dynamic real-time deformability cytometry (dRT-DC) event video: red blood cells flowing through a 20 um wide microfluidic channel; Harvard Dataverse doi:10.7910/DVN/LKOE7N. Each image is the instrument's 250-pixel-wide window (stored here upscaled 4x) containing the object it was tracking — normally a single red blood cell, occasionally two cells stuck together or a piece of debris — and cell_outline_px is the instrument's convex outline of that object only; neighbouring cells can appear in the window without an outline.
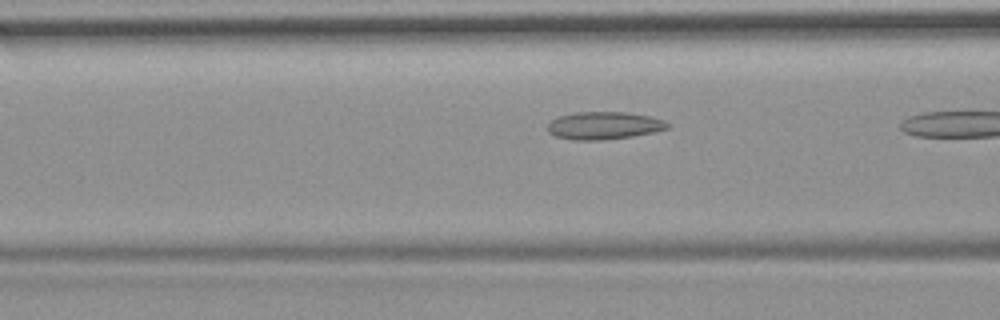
{"species": "common noctule bat (a hibernating species)", "species_latin": "Nyctalus noctula", "temperature_condition": "room temperature", "stored_images_in_passage": 4, "camera_frame_rate_fps": 3000, "um_per_image_px": 0.085, "animal": {"sex": "female", "body_mass_g": 19.9}, "frame": {"image": 1, "passage_image": 3, "time_ms": 0.667, "image_size_px": [1000, 320], "cell_outline_px": [[668, 128], [652, 132], [632, 136], [600, 140], [572, 140], [556, 136], [548, 132], [548, 124], [552, 120], [560, 116], [572, 112], [624, 112], [652, 116], [664, 120], [668, 124]], "centroid_in_image_um": [51.32, 10.66], "position_along_channel_um": 115.3, "area_um2": 19.19}}